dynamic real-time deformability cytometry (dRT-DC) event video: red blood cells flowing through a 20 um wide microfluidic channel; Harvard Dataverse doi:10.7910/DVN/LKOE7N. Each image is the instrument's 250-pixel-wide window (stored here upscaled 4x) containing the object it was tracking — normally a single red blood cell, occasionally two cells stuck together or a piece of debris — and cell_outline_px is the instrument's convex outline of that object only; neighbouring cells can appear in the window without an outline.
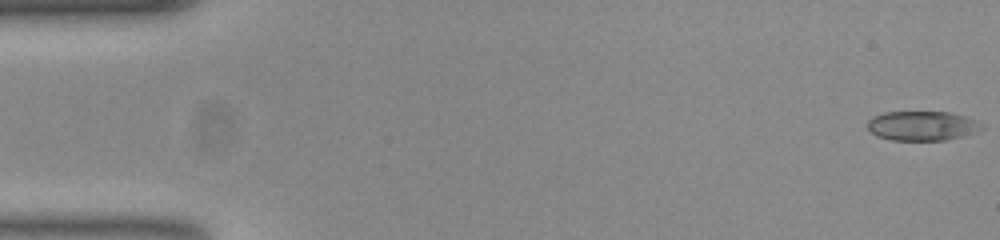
{"species": "common noctule bat (a hibernating species)", "species_latin": "Nyctalus noctula", "temperature_condition": "room temperature", "stored_images_in_passage": 54, "camera_frame_rate_fps": 3000, "um_per_image_px": 0.085, "animal": {"sex": "female", "body_mass_g": 23.0, "forearm_length_mm": 53.4}, "frame": {"image": 1, "passage_image": 1, "time_ms": 0.0, "image_size_px": [1000, 240], "cell_outline_px": [[984, 128], [976, 132], [964, 136], [948, 140], [892, 140], [876, 136], [868, 128], [868, 120], [872, 116], [884, 112], [948, 112], [964, 116], [976, 120]], "centroid_in_image_um": [78.38, 10.7], "position_along_channel_um": 6.6, "area_um2": 19.65}}
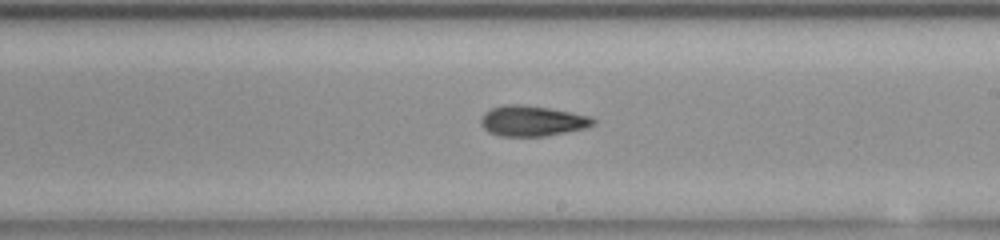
{"frame": {"image": 2, "passage_image": 31, "time_ms": 10.0, "image_size_px": [1000, 240], "cell_outline_px": [[596, 124], [584, 128], [544, 136], [500, 136], [488, 132], [480, 124], [480, 120], [484, 112], [492, 108], [504, 104], [520, 104], [548, 108], [572, 112], [592, 116], [596, 120]], "centroid_in_image_um": [45.23, 10.27], "position_along_channel_um": 243.8, "area_um2": 20.0}}
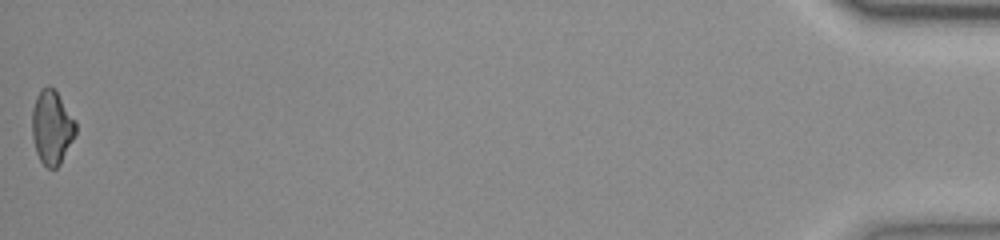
{"frame": {"image": 3, "passage_image": 54, "time_ms": 17.667, "image_size_px": [1000, 240], "cell_outline_px": [[76, 132], [60, 164], [56, 168], [48, 168], [40, 160], [36, 152], [32, 136], [32, 108], [36, 96], [40, 88], [48, 84], [56, 92], [76, 120]], "centroid_in_image_um": [4.39, 10.8], "position_along_channel_um": 430.8, "area_um2": 18.79}, "authors_computed_cell_mechanics": {"area_um2": 19.7676, "velocity_mm_per_s": 3.7908, "shape_relaxation_time_tau1_ms": 5.2608, "shape_relaxation_time_tau2_ms": 3.1036, "deformation_change_tau1": 0.1691, "deformation_change_tau2": 0.1091}}